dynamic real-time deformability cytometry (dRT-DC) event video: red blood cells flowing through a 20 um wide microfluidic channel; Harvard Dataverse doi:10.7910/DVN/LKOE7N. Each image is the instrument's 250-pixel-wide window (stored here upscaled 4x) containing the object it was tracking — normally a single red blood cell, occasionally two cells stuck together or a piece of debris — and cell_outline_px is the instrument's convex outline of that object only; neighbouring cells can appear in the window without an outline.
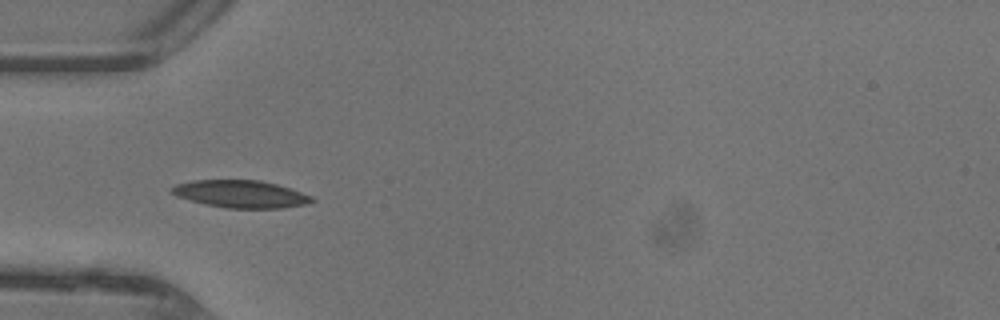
{"species": "common noctule bat (a hibernating species)", "species_latin": "Nyctalus noctula", "temperature_condition": "warm", "stored_images_in_passage": 32, "camera_frame_rate_fps": 3000, "um_per_image_px": 0.085, "animal": {"sex": "female"}, "frame": {"image": 1, "passage_image": 1, "time_ms": 0.0, "image_size_px": [1000, 320], "cell_outline_px": [[316, 200], [304, 204], [280, 208], [224, 208], [204, 204], [176, 196], [168, 192], [168, 188], [176, 184], [192, 180], [260, 180], [276, 184], [312, 196]], "centroid_in_image_um": [20.38, 16.49], "position_along_channel_um": 64.6, "area_um2": 22.43}}
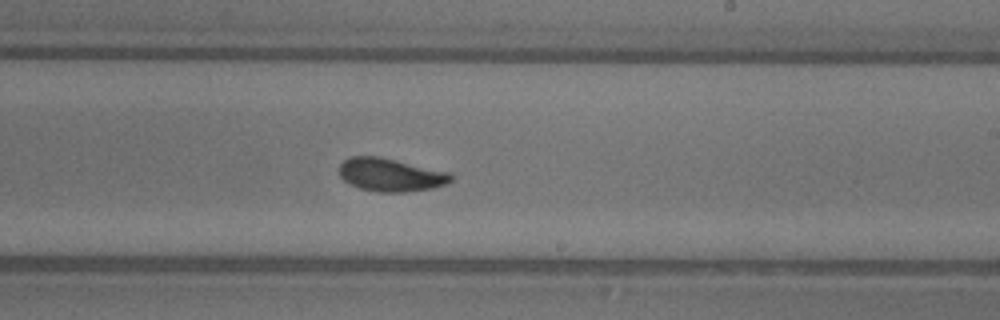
{"frame": {"image": 2, "passage_image": 14, "time_ms": 4.333, "image_size_px": [1000, 320], "cell_outline_px": [[452, 180], [448, 184], [432, 188], [408, 192], [376, 192], [360, 188], [348, 184], [340, 176], [340, 164], [344, 160], [352, 156], [380, 156], [452, 172]], "centroid_in_image_um": [33.24, 14.86], "position_along_channel_um": 255.8, "area_um2": 21.91}}
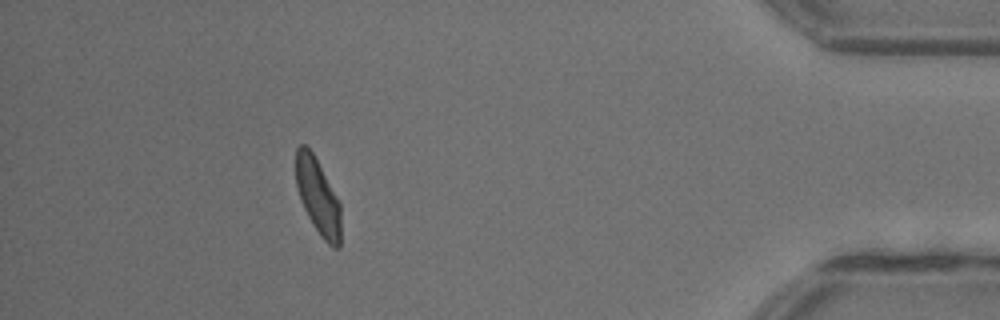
{"frame": {"image": 3, "passage_image": 28, "time_ms": 9.0, "image_size_px": [1000, 320], "cell_outline_px": [[340, 248], [332, 248], [320, 236], [312, 224], [304, 208], [296, 188], [296, 148], [300, 144], [304, 144], [312, 152], [340, 200]], "centroid_in_image_um": [27.03, 16.73], "position_along_channel_um": 408.2, "area_um2": 20.0}, "authors_computed_cell_mechanics": {"area_um2": 21.0392, "velocity_mm_per_s": 4.4366, "shape_relaxation_time_tau1_ms": 3.4185, "shape_relaxation_time_tau2_ms": 1.9442, "deformation_change_tau1": 0.1469, "deformation_change_tau2": 0.0674}}